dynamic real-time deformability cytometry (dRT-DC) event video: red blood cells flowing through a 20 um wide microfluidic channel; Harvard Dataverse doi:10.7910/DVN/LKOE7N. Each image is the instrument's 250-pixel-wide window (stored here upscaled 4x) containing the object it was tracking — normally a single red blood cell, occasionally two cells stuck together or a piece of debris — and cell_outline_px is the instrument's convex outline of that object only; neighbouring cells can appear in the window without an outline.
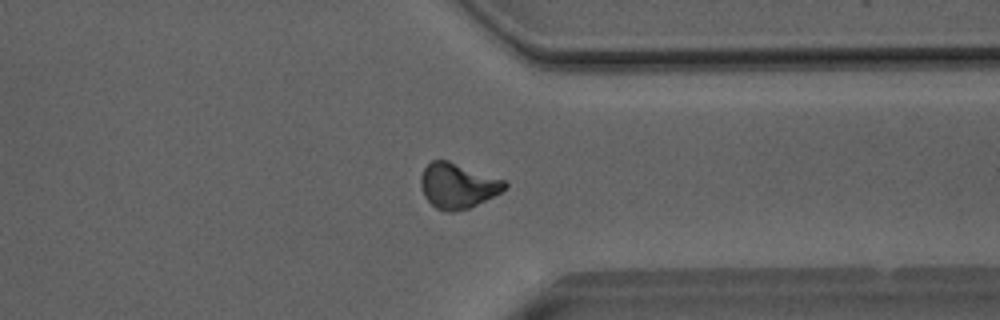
{"species": "Egyptian fruit bat (a non-hibernating species)", "species_latin": "Rousettus aegyptiacus", "temperature_condition": "room temperature", "stored_images_in_passage": 39, "camera_frame_rate_fps": 3000, "um_per_image_px": 0.085, "animal": {"sex": "male"}, "frame": {"image": 1, "passage_image": 28, "time_ms": 9.0, "image_size_px": [1000, 320], "cell_outline_px": [[508, 188], [468, 208], [452, 212], [448, 212], [436, 208], [424, 196], [420, 188], [420, 176], [424, 168], [432, 160], [448, 160], [504, 180], [508, 184]], "centroid_in_image_um": [38.87, 15.78], "position_along_channel_um": 372.5, "area_um2": 21.91}}
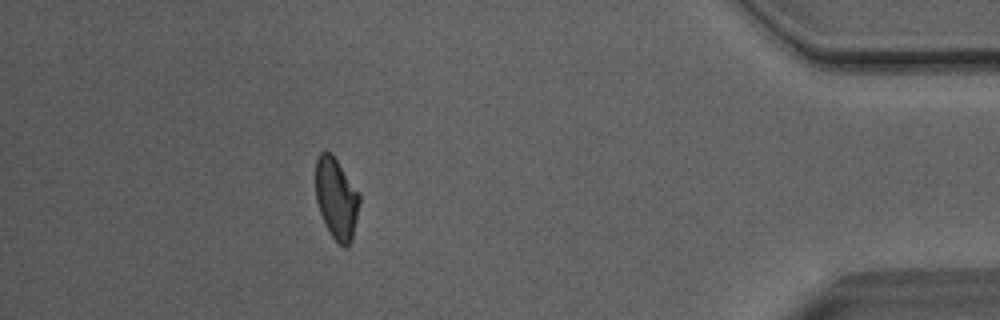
{"frame": {"image": 2, "passage_image": 34, "time_ms": 11.0, "image_size_px": [1000, 320], "cell_outline_px": [[360, 200], [352, 240], [344, 248], [332, 236], [320, 212], [316, 200], [316, 160], [320, 152], [332, 152], [360, 196]], "centroid_in_image_um": [28.58, 16.85], "position_along_channel_um": 406.6, "area_um2": 20.29}, "authors_computed_cell_mechanics": {"area_um2": 21.2704, "velocity_mm_per_s": 4.0773, "shape_relaxation_time_tau1_ms": 6.6194, "shape_relaxation_time_tau2_ms": 4.0456, "deformation_change_tau1": 0.1852, "deformation_change_tau2": 0.1106}}